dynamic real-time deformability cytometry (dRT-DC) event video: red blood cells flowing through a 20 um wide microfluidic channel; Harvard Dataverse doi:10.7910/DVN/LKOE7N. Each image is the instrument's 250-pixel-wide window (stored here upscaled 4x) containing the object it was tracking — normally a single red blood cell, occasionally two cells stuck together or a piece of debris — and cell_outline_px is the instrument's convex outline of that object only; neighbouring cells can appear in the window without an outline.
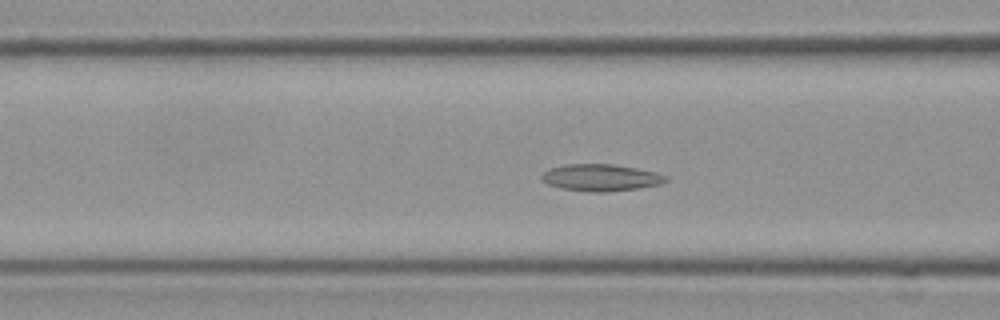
{"species": "Egyptian fruit bat (a non-hibernating species)", "species_latin": "Rousettus aegyptiacus", "temperature_condition": "cold", "stored_images_in_passage": 55, "camera_frame_rate_fps": 3000, "um_per_image_px": 0.085, "frame": {"image": 1, "passage_image": 21, "time_ms": 6.667, "image_size_px": [1000, 320], "cell_outline_px": [[668, 180], [660, 184], [640, 188], [608, 192], [592, 192], [564, 188], [548, 184], [540, 180], [540, 176], [544, 172], [552, 168], [564, 164], [612, 164], [636, 168], [668, 176]], "centroid_in_image_um": [51.07, 15.1], "position_along_channel_um": 115.5, "area_um2": 19.31}}
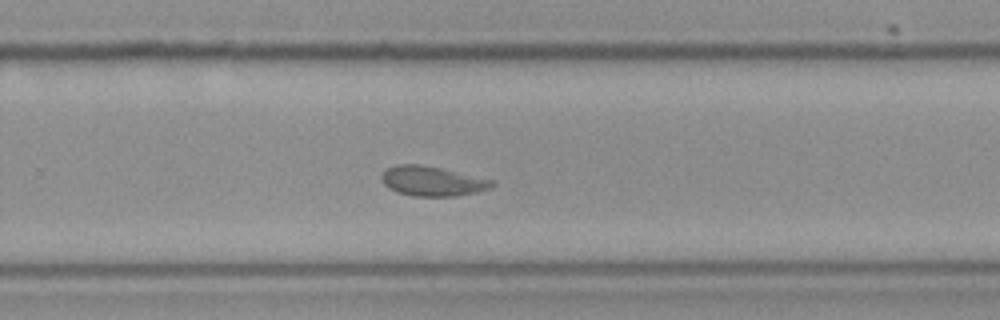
{"frame": {"image": 2, "passage_image": 36, "time_ms": 11.667, "image_size_px": [1000, 320], "cell_outline_px": [[496, 184], [488, 188], [476, 192], [456, 196], [412, 196], [396, 192], [388, 188], [384, 184], [380, 176], [388, 168], [396, 164], [416, 164], [440, 168], [496, 180]], "centroid_in_image_um": [36.74, 15.4], "position_along_channel_um": 293.1, "area_um2": 19.13}}
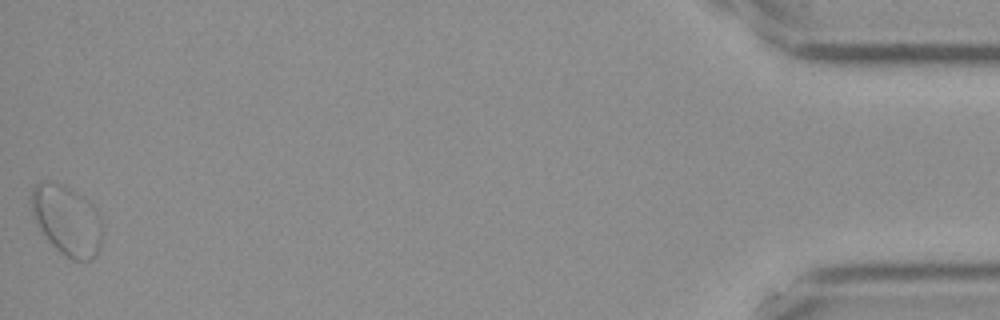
{"frame": {"image": 3, "passage_image": 55, "time_ms": 18.0, "image_size_px": [1000, 320], "cell_outline_px": [[100, 248], [96, 256], [92, 260], [72, 260], [60, 252], [48, 240], [40, 228], [32, 212], [28, 200], [32, 188], [36, 184], [56, 184], [76, 192], [100, 212]], "centroid_in_image_um": [5.68, 18.76], "position_along_channel_um": 429.5, "area_um2": 28.26}, "authors_computed_cell_mechanics": {"area_um2": 19.3052, "velocity_mm_per_s": 3.5556, "shape_relaxation_time_tau1_ms": 8.0329, "shape_relaxation_time_tau2_ms": 2.9746, "deformation_change_tau1": 0.1131, "deformation_change_tau2": 0.0877}}